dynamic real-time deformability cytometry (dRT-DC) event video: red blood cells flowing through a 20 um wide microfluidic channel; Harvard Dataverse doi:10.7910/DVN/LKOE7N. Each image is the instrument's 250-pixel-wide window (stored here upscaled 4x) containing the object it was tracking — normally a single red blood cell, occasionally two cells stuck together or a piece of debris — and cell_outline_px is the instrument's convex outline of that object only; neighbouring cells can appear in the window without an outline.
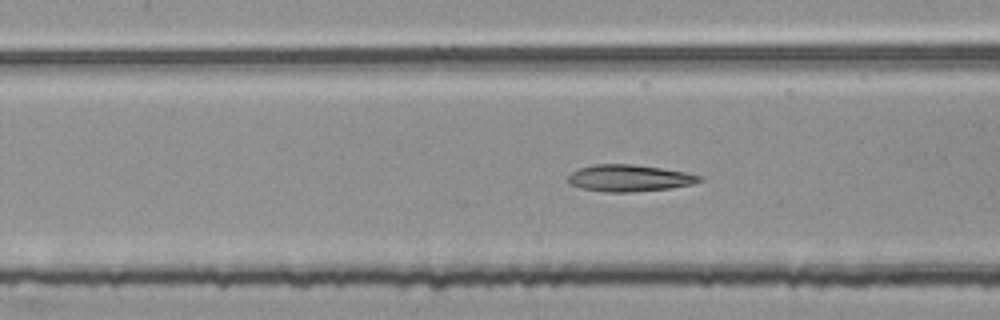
{"species": "common noctule bat (a hibernating species)", "species_latin": "Nyctalus noctula", "temperature_condition": "room temperature", "stored_images_in_passage": 54, "camera_frame_rate_fps": 3000, "um_per_image_px": 0.085, "animal": {"sex": "female", "body_mass_g": 25.1}, "frame": {"image": 1, "passage_image": 24, "time_ms": 7.667, "image_size_px": [1000, 320], "cell_outline_px": [[704, 180], [692, 184], [668, 188], [632, 192], [604, 192], [580, 188], [568, 184], [568, 176], [572, 172], [580, 168], [596, 164], [632, 164], [660, 168], [684, 172], [700, 176]], "centroid_in_image_um": [53.44, 15.14], "position_along_channel_um": 154.0, "area_um2": 20.35}}
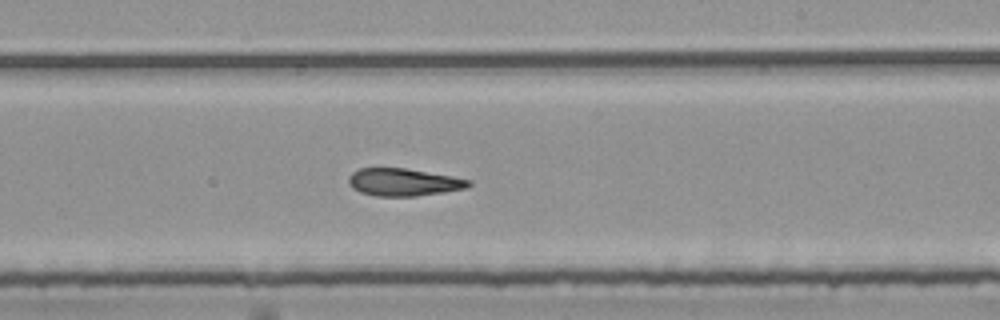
{"frame": {"image": 2, "passage_image": 32, "time_ms": 10.333, "image_size_px": [1000, 320], "cell_outline_px": [[472, 184], [464, 188], [444, 192], [416, 196], [376, 196], [360, 192], [352, 188], [348, 184], [348, 176], [352, 172], [360, 168], [404, 168], [472, 180]], "centroid_in_image_um": [34.25, 15.49], "position_along_channel_um": 254.8, "area_um2": 19.13}}
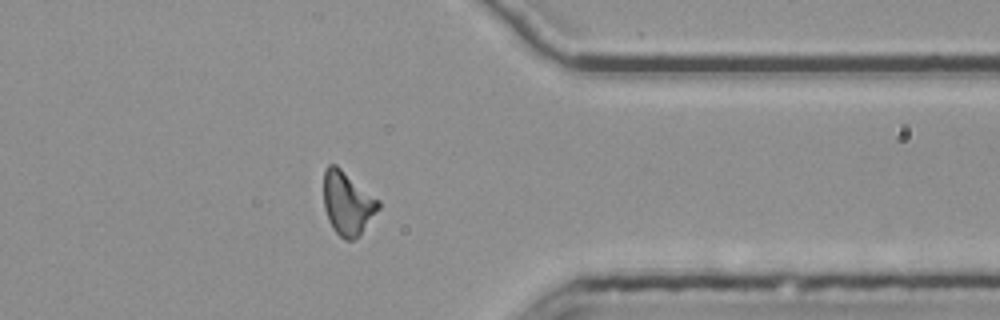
{"frame": {"image": 3, "passage_image": 43, "time_ms": 14.0, "image_size_px": [1000, 320], "cell_outline_px": [[380, 208], [360, 232], [352, 240], [344, 240], [332, 228], [328, 220], [324, 208], [324, 172], [328, 164], [336, 164], [380, 200]], "centroid_in_image_um": [29.52, 17.24], "position_along_channel_um": 381.9, "area_um2": 20.06}, "authors_computed_cell_mechanics": {"area_um2": 20.1144, "velocity_mm_per_s": 3.7946, "shape_relaxation_time_tau1_ms": null, "shape_relaxation_time_tau2_ms": 4.321, "deformation_change_tau1": null, "deformation_change_tau2": 0.137}}